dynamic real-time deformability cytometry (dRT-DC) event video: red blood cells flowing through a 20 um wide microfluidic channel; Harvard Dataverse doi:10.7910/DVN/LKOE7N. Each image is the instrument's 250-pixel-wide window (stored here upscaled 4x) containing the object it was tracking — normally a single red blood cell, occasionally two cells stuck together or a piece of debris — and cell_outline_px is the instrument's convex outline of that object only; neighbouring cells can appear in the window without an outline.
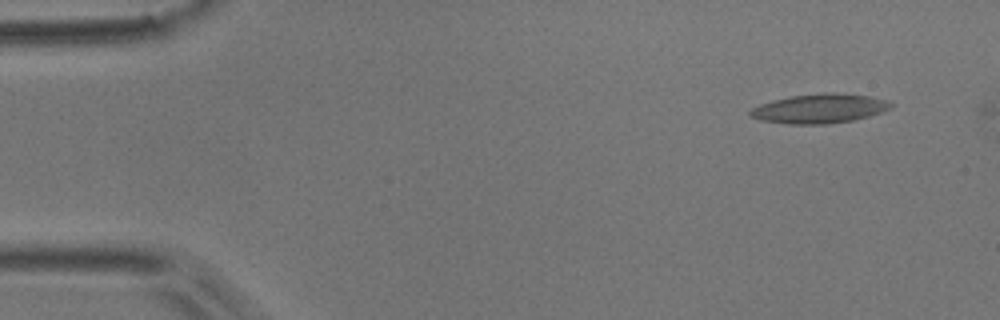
{"species": "common noctule bat (a hibernating species)", "species_latin": "Nyctalus noctula", "temperature_condition": "room temperature", "stored_images_in_passage": 6, "camera_frame_rate_fps": 3000, "um_per_image_px": 0.085, "animal": {"sex": "male", "body_mass_g": 17.9}, "frame": {"image": 1, "passage_image": 2, "time_ms": 0.333, "image_size_px": [1000, 320], "cell_outline_px": [[892, 108], [868, 116], [852, 120], [828, 124], [788, 124], [760, 120], [748, 116], [748, 112], [752, 108], [760, 104], [792, 96], [824, 92], [832, 92], [868, 96], [888, 100], [892, 104]], "centroid_in_image_um": [69.64, 9.23], "position_along_channel_um": 15.4, "area_um2": 23.93}}
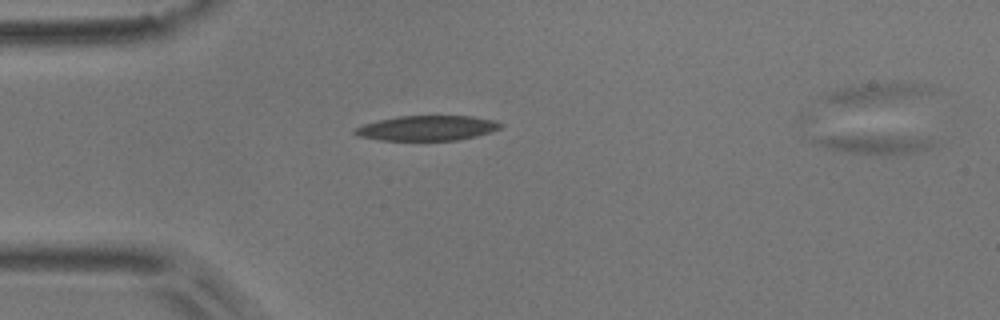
{"frame": {"image": 2, "passage_image": 5, "time_ms": 1.333, "image_size_px": [1000, 320], "cell_outline_px": [[504, 124], [500, 128], [492, 132], [476, 136], [456, 140], [380, 140], [356, 136], [352, 132], [356, 128], [364, 124], [380, 120], [400, 116], [472, 116], [496, 120]], "centroid_in_image_um": [36.34, 10.89], "position_along_channel_um": 48.7, "area_um2": 21.21}}